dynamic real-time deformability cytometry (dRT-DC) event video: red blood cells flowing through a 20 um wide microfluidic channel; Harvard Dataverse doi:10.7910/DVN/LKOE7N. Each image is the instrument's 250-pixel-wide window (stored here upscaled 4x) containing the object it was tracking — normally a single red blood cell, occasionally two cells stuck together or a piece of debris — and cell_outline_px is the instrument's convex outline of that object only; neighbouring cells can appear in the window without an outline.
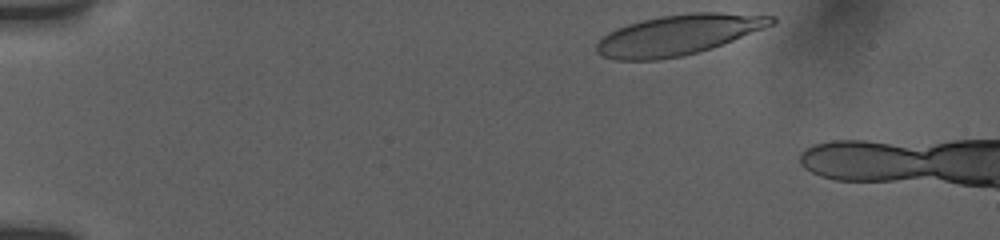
{"species": "human", "species_latin": "Homo sapiens", "temperature_condition": "room temperature", "stored_images_in_passage": 5, "camera_frame_rate_fps": 3000, "um_per_image_px": 0.085, "donor": {"sex": "female"}, "frame": {"image": 1, "passage_image": 1, "time_ms": 0.0, "image_size_px": [1000, 240], "cell_outline_px": [[776, 20], [772, 24], [764, 28], [712, 48], [680, 56], [660, 60], [616, 60], [600, 56], [596, 52], [596, 44], [608, 32], [616, 28], [640, 20], [660, 16], [692, 12], [720, 12], [776, 16]], "centroid_in_image_um": [57.62, 2.96], "position_along_channel_um": 27.4, "area_um2": 41.04}}